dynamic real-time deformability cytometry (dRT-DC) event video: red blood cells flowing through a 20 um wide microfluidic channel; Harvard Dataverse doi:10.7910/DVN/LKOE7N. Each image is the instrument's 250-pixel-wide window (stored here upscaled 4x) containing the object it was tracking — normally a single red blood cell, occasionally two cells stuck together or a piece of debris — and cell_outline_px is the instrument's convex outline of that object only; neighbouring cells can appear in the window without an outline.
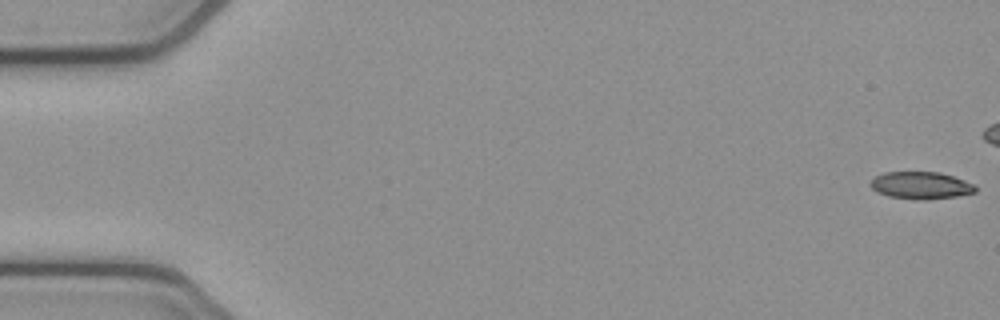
{"species": "common noctule bat (a hibernating species)", "species_latin": "Nyctalus noctula", "temperature_condition": "cold", "stored_images_in_passage": 43, "camera_frame_rate_fps": 3000, "um_per_image_px": 0.085, "animal": {"sex": "female", "body_mass_g": 21.9}, "frame": {"image": 1, "passage_image": 1, "time_ms": 0.0, "image_size_px": [1000, 320], "cell_outline_px": [[976, 192], [956, 196], [924, 200], [916, 200], [888, 196], [876, 192], [868, 184], [876, 176], [884, 172], [940, 172], [964, 180], [972, 184], [976, 188]], "centroid_in_image_um": [78.23, 15.76], "position_along_channel_um": 6.8, "area_um2": 16.65}}
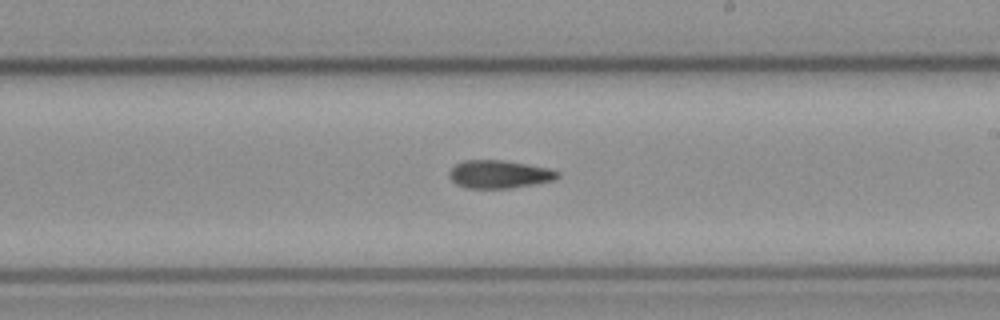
{"frame": {"image": 2, "passage_image": 31, "time_ms": 10.0, "image_size_px": [1000, 320], "cell_outline_px": [[560, 176], [556, 180], [508, 188], [468, 188], [456, 184], [448, 176], [448, 172], [456, 164], [464, 160], [504, 160], [528, 164], [548, 168], [560, 172]], "centroid_in_image_um": [42.44, 14.8], "position_along_channel_um": 246.6, "area_um2": 17.69}}
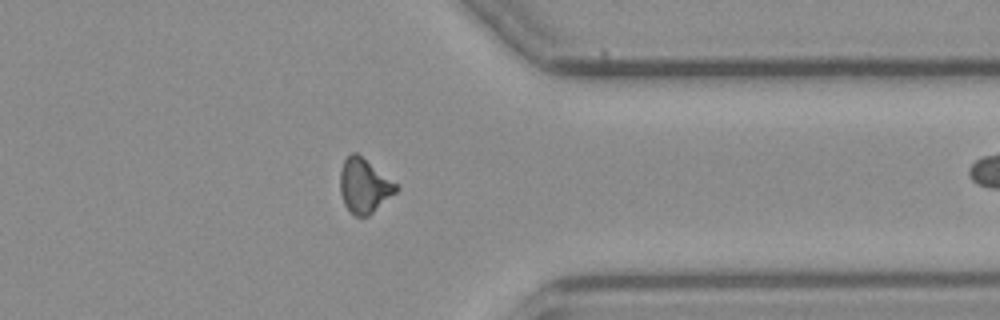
{"frame": {"image": 3, "passage_image": 42, "time_ms": 13.667, "image_size_px": [1000, 320], "cell_outline_px": [[400, 188], [396, 192], [368, 216], [356, 216], [344, 204], [340, 192], [340, 172], [344, 160], [352, 152], [356, 152], [400, 184]], "centroid_in_image_um": [30.99, 15.77], "position_along_channel_um": 380.4, "area_um2": 17.8}}